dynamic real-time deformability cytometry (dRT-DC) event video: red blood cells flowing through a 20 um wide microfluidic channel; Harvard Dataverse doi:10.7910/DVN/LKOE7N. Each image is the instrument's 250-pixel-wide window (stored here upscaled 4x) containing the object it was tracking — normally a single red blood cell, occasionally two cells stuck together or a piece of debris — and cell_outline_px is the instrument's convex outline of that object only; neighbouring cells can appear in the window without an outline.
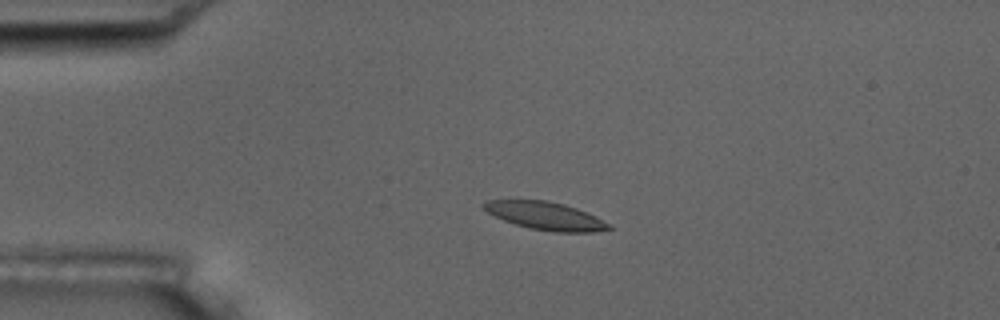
{"species": "common noctule bat (a hibernating species)", "species_latin": "Nyctalus noctula", "temperature_condition": "room temperature", "stored_images_in_passage": 4, "camera_frame_rate_fps": 3000, "um_per_image_px": 0.085, "animal": {"sex": "male", "body_mass_g": 17.5, "forearm_length_mm": 52.3}, "frame": {"image": 1, "passage_image": 3, "time_ms": 3.333, "image_size_px": [1000, 320], "cell_outline_px": [[612, 228], [592, 232], [552, 232], [528, 228], [504, 220], [488, 212], [480, 204], [488, 200], [544, 200], [564, 204], [588, 212], [612, 224]], "centroid_in_image_um": [46.4, 18.35], "position_along_channel_um": 38.6, "area_um2": 20.35}}